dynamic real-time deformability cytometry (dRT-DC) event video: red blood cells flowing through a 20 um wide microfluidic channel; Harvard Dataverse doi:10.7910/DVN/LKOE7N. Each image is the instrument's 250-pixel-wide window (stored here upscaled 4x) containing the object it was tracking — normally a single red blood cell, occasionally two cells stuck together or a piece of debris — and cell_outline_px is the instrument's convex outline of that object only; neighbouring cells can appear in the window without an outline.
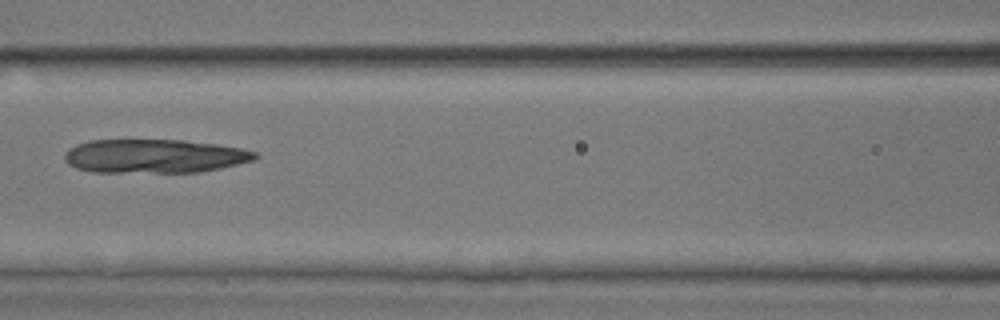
{"species": "common noctule bat (a hibernating species)", "species_latin": "Nyctalus noctula", "temperature_condition": "room temperature", "stored_images_in_passage": 8, "camera_frame_rate_fps": 3000, "um_per_image_px": 0.085, "animal": {"sex": "male", "body_mass_g": 17.9, "forearm_length_mm": 54.2}, "frame": {"image": 1, "passage_image": 6, "time_ms": 5.667, "image_size_px": [1000, 320], "cell_outline_px": [[260, 156], [256, 160], [220, 168], [200, 172], [92, 172], [76, 168], [68, 164], [64, 160], [64, 156], [68, 148], [76, 144], [88, 140], [184, 140], [216, 144], [244, 148], [256, 152]], "centroid_in_image_um": [13.14, 13.27], "position_along_channel_um": 153.5, "area_um2": 37.86}}